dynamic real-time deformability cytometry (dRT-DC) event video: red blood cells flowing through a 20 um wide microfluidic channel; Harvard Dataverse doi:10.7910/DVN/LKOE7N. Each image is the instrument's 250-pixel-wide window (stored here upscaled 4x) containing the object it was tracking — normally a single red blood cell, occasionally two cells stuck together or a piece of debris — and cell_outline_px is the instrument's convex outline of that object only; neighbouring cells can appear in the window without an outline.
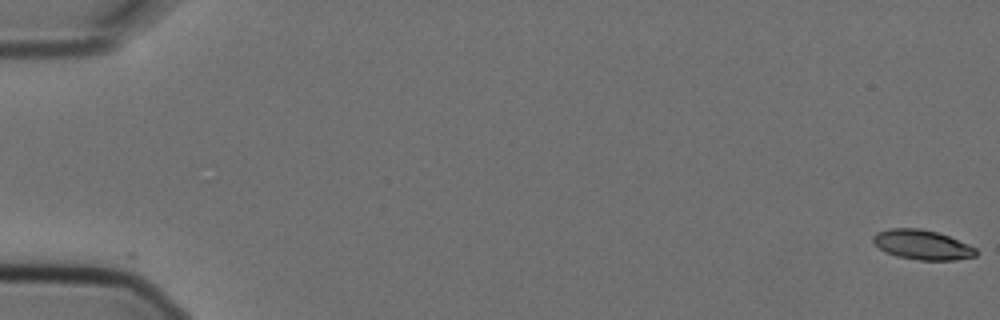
{"species": "Egyptian fruit bat (a non-hibernating species)", "species_latin": "Rousettus aegyptiacus", "temperature_condition": "cold", "stored_images_in_passage": 6, "camera_frame_rate_fps": 3000, "um_per_image_px": 0.085, "animal": {"sex": "female"}, "frame": {"image": 1, "passage_image": 1, "time_ms": 0.0, "image_size_px": [1000, 320], "cell_outline_px": [[976, 256], [956, 260], [920, 260], [896, 256], [884, 252], [872, 240], [872, 236], [876, 232], [888, 228], [920, 228], [936, 232], [948, 236], [968, 244], [976, 248]], "centroid_in_image_um": [78.36, 20.8], "position_along_channel_um": 6.6, "area_um2": 17.8}}
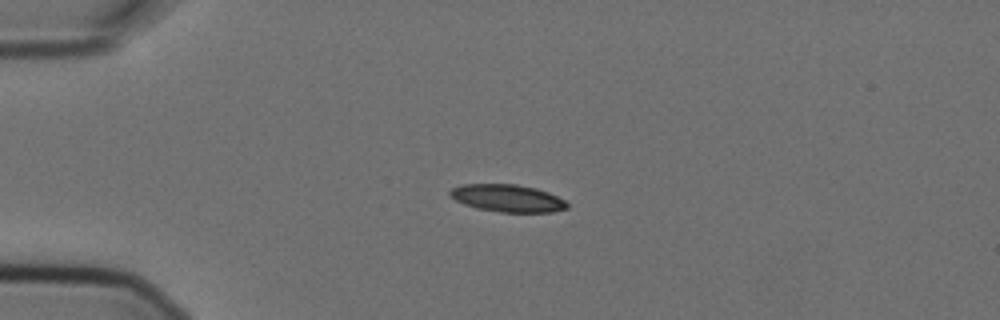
{"frame": {"image": 2, "passage_image": 5, "time_ms": 1.333, "image_size_px": [1000, 320], "cell_outline_px": [[568, 208], [552, 212], [500, 212], [476, 208], [464, 204], [448, 196], [448, 192], [452, 188], [460, 184], [516, 184], [536, 188], [548, 192], [564, 200], [568, 204]], "centroid_in_image_um": [43.1, 16.84], "position_along_channel_um": 41.9, "area_um2": 18.79}}